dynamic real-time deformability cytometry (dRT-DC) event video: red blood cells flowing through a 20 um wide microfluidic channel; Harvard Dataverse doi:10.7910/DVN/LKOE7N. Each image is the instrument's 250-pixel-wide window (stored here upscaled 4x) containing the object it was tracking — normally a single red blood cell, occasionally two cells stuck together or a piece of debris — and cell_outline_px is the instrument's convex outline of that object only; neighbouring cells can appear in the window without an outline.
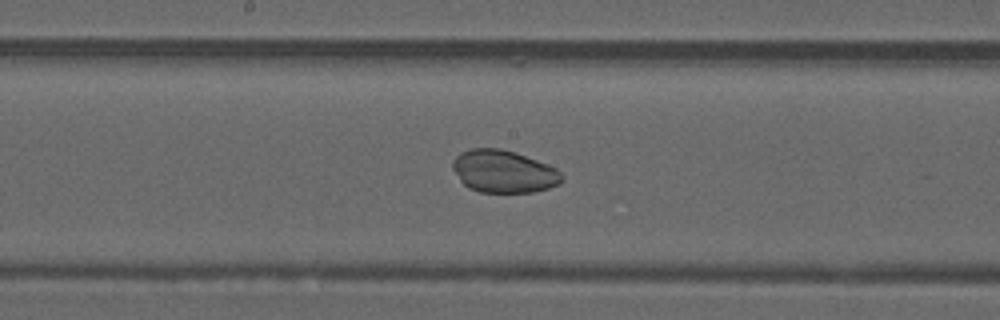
{"species": "common noctule bat (a hibernating species)", "species_latin": "Nyctalus noctula", "temperature_condition": "warm", "stored_images_in_passage": 50, "camera_frame_rate_fps": 3000, "um_per_image_px": 0.085, "animal": {"sex": "male", "forearm_length_mm": 52.5}, "frame": {"image": 1, "passage_image": 26, "time_ms": 8.333, "image_size_px": [1000, 320], "cell_outline_px": [[564, 180], [560, 184], [548, 188], [532, 192], [480, 192], [468, 188], [460, 180], [452, 168], [452, 160], [460, 152], [472, 148], [500, 148], [516, 152], [548, 164], [556, 168], [564, 176]], "centroid_in_image_um": [42.82, 14.57], "position_along_channel_um": 205.4, "area_um2": 27.28}}
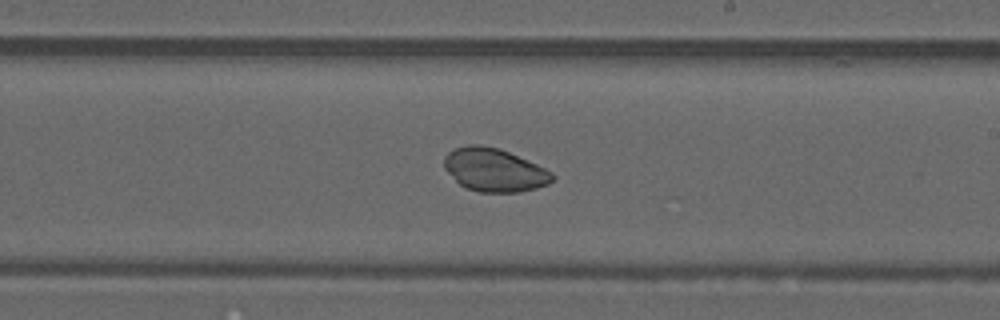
{"frame": {"image": 2, "passage_image": 29, "time_ms": 9.333, "image_size_px": [1000, 320], "cell_outline_px": [[556, 176], [548, 184], [536, 188], [520, 192], [480, 192], [464, 188], [444, 168], [444, 156], [448, 152], [456, 148], [468, 144], [480, 144], [500, 148], [536, 164], [552, 172]], "centroid_in_image_um": [42.01, 14.44], "position_along_channel_um": 247.0, "area_um2": 27.28}}
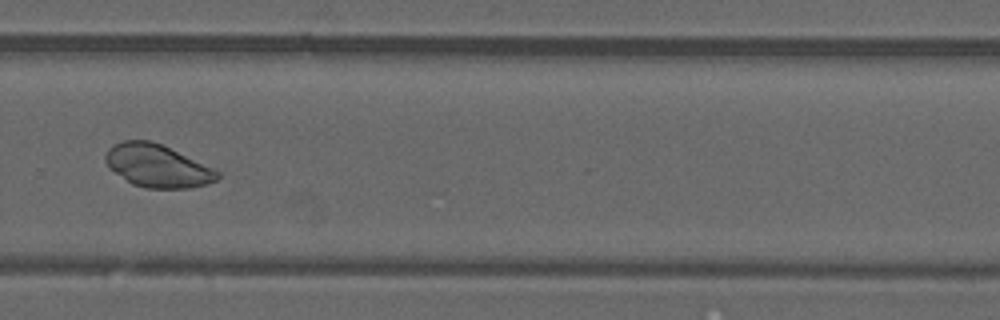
{"frame": {"image": 3, "passage_image": 34, "time_ms": 11.0, "image_size_px": [1000, 320], "cell_outline_px": [[220, 176], [216, 180], [204, 184], [188, 188], [144, 188], [132, 184], [108, 168], [104, 160], [104, 156], [108, 148], [112, 144], [124, 140], [152, 140], [212, 168], [220, 172]], "centroid_in_image_um": [13.3, 14.09], "position_along_channel_um": 316.5, "area_um2": 27.74}}